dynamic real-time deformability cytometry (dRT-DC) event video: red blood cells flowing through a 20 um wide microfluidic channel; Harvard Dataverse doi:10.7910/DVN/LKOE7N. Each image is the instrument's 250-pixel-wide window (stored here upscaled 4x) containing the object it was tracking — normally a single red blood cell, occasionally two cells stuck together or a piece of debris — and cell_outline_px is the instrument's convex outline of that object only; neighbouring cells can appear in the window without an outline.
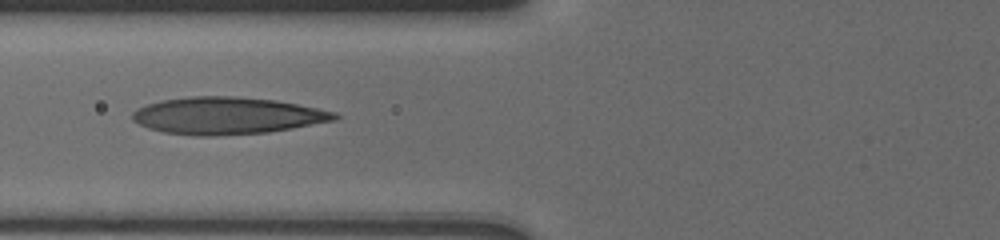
{"species": "human", "species_latin": "Homo sapiens", "temperature_condition": "cold", "stored_images_in_passage": 31, "camera_frame_rate_fps": 3000, "um_per_image_px": 0.085, "donor": {"sex": "male"}, "frame": {"image": 1, "passage_image": 3, "time_ms": 2.0, "image_size_px": [1000, 240], "cell_outline_px": [[340, 116], [336, 120], [292, 128], [268, 132], [208, 136], [196, 136], [164, 132], [148, 128], [132, 120], [132, 112], [136, 108], [160, 100], [192, 96], [236, 96], [276, 100], [336, 112]], "centroid_in_image_um": [19.28, 9.83], "position_along_channel_um": 106.5, "area_um2": 43.64}}
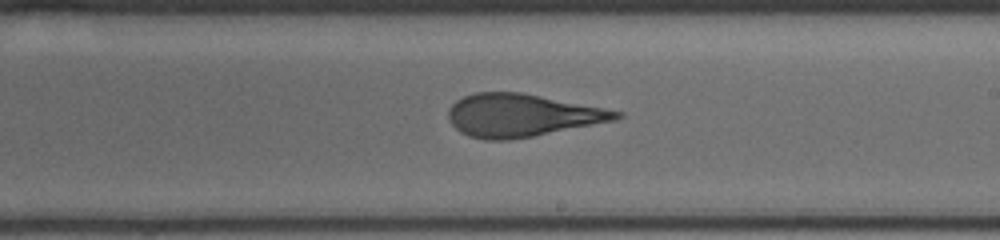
{"frame": {"image": 2, "passage_image": 12, "time_ms": 5.667, "image_size_px": [1000, 240], "cell_outline_px": [[624, 116], [616, 120], [532, 136], [508, 140], [484, 140], [468, 136], [460, 132], [448, 120], [448, 108], [456, 100], [464, 96], [476, 92], [520, 92], [624, 112]], "centroid_in_image_um": [44.31, 9.8], "position_along_channel_um": 244.7, "area_um2": 41.62}}
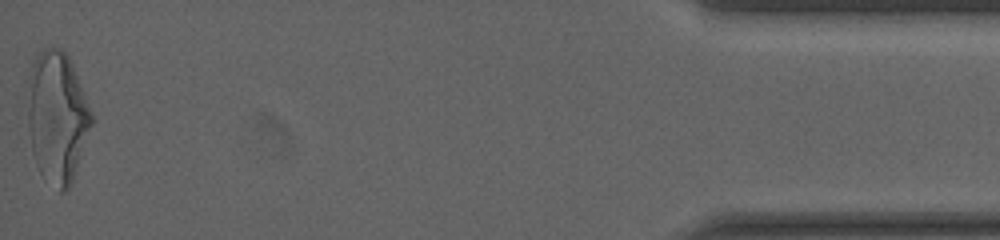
{"frame": {"image": 3, "passage_image": 31, "time_ms": 12.667, "image_size_px": [1000, 240], "cell_outline_px": [[92, 124], [72, 180], [68, 188], [64, 192], [60, 192], [40, 172], [36, 164], [32, 152], [28, 128], [28, 108], [32, 64], [40, 48], [60, 48], [68, 56], [92, 116]], "centroid_in_image_um": [4.84, 9.96], "position_along_channel_um": 430.4, "area_um2": 47.51}, "authors_computed_cell_mechanics": {"area_um2": 41.7894, "velocity_mm_per_s": 3.7606, "shape_relaxation_time_tau1_ms": 7.9872, "shape_relaxation_time_tau2_ms": 1.1785, "deformation_change_tau1": 0.2293, "deformation_change_tau2": 0.1038}}